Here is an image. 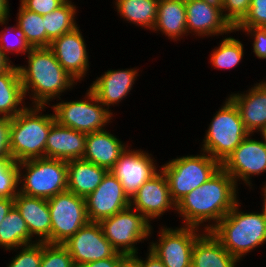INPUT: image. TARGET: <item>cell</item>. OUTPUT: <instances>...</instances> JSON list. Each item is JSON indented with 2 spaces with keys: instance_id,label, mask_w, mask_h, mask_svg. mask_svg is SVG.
Wrapping results in <instances>:
<instances>
[{
  "instance_id": "1",
  "label": "cell",
  "mask_w": 266,
  "mask_h": 267,
  "mask_svg": "<svg viewBox=\"0 0 266 267\" xmlns=\"http://www.w3.org/2000/svg\"><path fill=\"white\" fill-rule=\"evenodd\" d=\"M236 187L232 176L221 167L207 182L182 197L175 210L184 218V226L198 228L213 220L215 224L204 228L210 231L238 202Z\"/></svg>"
},
{
  "instance_id": "2",
  "label": "cell",
  "mask_w": 266,
  "mask_h": 267,
  "mask_svg": "<svg viewBox=\"0 0 266 267\" xmlns=\"http://www.w3.org/2000/svg\"><path fill=\"white\" fill-rule=\"evenodd\" d=\"M28 67L18 66L24 95L32 92L34 106H46L62 92L74 86L75 79L57 61L49 47L31 48ZM59 95V96H58Z\"/></svg>"
},
{
  "instance_id": "3",
  "label": "cell",
  "mask_w": 266,
  "mask_h": 267,
  "mask_svg": "<svg viewBox=\"0 0 266 267\" xmlns=\"http://www.w3.org/2000/svg\"><path fill=\"white\" fill-rule=\"evenodd\" d=\"M238 207L237 202L210 232L232 256L241 260L266 242V218L261 212L244 213Z\"/></svg>"
},
{
  "instance_id": "4",
  "label": "cell",
  "mask_w": 266,
  "mask_h": 267,
  "mask_svg": "<svg viewBox=\"0 0 266 267\" xmlns=\"http://www.w3.org/2000/svg\"><path fill=\"white\" fill-rule=\"evenodd\" d=\"M42 109L44 106L26 107L11 119L10 154L17 163L45 157L48 133L56 121L53 114H40Z\"/></svg>"
},
{
  "instance_id": "5",
  "label": "cell",
  "mask_w": 266,
  "mask_h": 267,
  "mask_svg": "<svg viewBox=\"0 0 266 267\" xmlns=\"http://www.w3.org/2000/svg\"><path fill=\"white\" fill-rule=\"evenodd\" d=\"M248 135L236 105L226 98L209 125L201 152L222 164Z\"/></svg>"
},
{
  "instance_id": "6",
  "label": "cell",
  "mask_w": 266,
  "mask_h": 267,
  "mask_svg": "<svg viewBox=\"0 0 266 267\" xmlns=\"http://www.w3.org/2000/svg\"><path fill=\"white\" fill-rule=\"evenodd\" d=\"M18 169V183H22L19 193L49 199L67 190L66 161L42 157L19 162ZM22 169H25V175H22Z\"/></svg>"
},
{
  "instance_id": "7",
  "label": "cell",
  "mask_w": 266,
  "mask_h": 267,
  "mask_svg": "<svg viewBox=\"0 0 266 267\" xmlns=\"http://www.w3.org/2000/svg\"><path fill=\"white\" fill-rule=\"evenodd\" d=\"M202 153L177 157L160 168L167 178L170 196L175 203L207 182L221 168L218 161L206 152Z\"/></svg>"
},
{
  "instance_id": "8",
  "label": "cell",
  "mask_w": 266,
  "mask_h": 267,
  "mask_svg": "<svg viewBox=\"0 0 266 267\" xmlns=\"http://www.w3.org/2000/svg\"><path fill=\"white\" fill-rule=\"evenodd\" d=\"M98 223L105 238L125 255L138 254L134 244L148 239L152 232L150 222L137 210H132L131 206Z\"/></svg>"
},
{
  "instance_id": "9",
  "label": "cell",
  "mask_w": 266,
  "mask_h": 267,
  "mask_svg": "<svg viewBox=\"0 0 266 267\" xmlns=\"http://www.w3.org/2000/svg\"><path fill=\"white\" fill-rule=\"evenodd\" d=\"M87 91L84 100L61 101L52 106L58 124L86 134L105 130L113 112L103 107L90 89Z\"/></svg>"
},
{
  "instance_id": "10",
  "label": "cell",
  "mask_w": 266,
  "mask_h": 267,
  "mask_svg": "<svg viewBox=\"0 0 266 267\" xmlns=\"http://www.w3.org/2000/svg\"><path fill=\"white\" fill-rule=\"evenodd\" d=\"M47 201L51 218V244H63L89 222L85 198L65 190Z\"/></svg>"
},
{
  "instance_id": "11",
  "label": "cell",
  "mask_w": 266,
  "mask_h": 267,
  "mask_svg": "<svg viewBox=\"0 0 266 267\" xmlns=\"http://www.w3.org/2000/svg\"><path fill=\"white\" fill-rule=\"evenodd\" d=\"M197 231L199 228L192 226L176 229L163 227L160 230L159 242H152L149 250L165 267H191L194 244L202 235Z\"/></svg>"
},
{
  "instance_id": "12",
  "label": "cell",
  "mask_w": 266,
  "mask_h": 267,
  "mask_svg": "<svg viewBox=\"0 0 266 267\" xmlns=\"http://www.w3.org/2000/svg\"><path fill=\"white\" fill-rule=\"evenodd\" d=\"M62 245L68 250L76 267L113 257L118 252L105 238L98 222H88Z\"/></svg>"
},
{
  "instance_id": "13",
  "label": "cell",
  "mask_w": 266,
  "mask_h": 267,
  "mask_svg": "<svg viewBox=\"0 0 266 267\" xmlns=\"http://www.w3.org/2000/svg\"><path fill=\"white\" fill-rule=\"evenodd\" d=\"M248 135L241 144L221 164V167L232 176L236 185L238 179L252 186V175L266 172V142L249 138Z\"/></svg>"
},
{
  "instance_id": "14",
  "label": "cell",
  "mask_w": 266,
  "mask_h": 267,
  "mask_svg": "<svg viewBox=\"0 0 266 267\" xmlns=\"http://www.w3.org/2000/svg\"><path fill=\"white\" fill-rule=\"evenodd\" d=\"M89 222H99L130 206L120 181L108 171L99 186L85 198Z\"/></svg>"
},
{
  "instance_id": "15",
  "label": "cell",
  "mask_w": 266,
  "mask_h": 267,
  "mask_svg": "<svg viewBox=\"0 0 266 267\" xmlns=\"http://www.w3.org/2000/svg\"><path fill=\"white\" fill-rule=\"evenodd\" d=\"M186 29L196 36L227 34L235 28L224 17L220 2L217 0H185Z\"/></svg>"
},
{
  "instance_id": "16",
  "label": "cell",
  "mask_w": 266,
  "mask_h": 267,
  "mask_svg": "<svg viewBox=\"0 0 266 267\" xmlns=\"http://www.w3.org/2000/svg\"><path fill=\"white\" fill-rule=\"evenodd\" d=\"M154 162L148 153L130 150L126 147L110 171L120 181L124 192L131 198L145 181L160 171H157Z\"/></svg>"
},
{
  "instance_id": "17",
  "label": "cell",
  "mask_w": 266,
  "mask_h": 267,
  "mask_svg": "<svg viewBox=\"0 0 266 267\" xmlns=\"http://www.w3.org/2000/svg\"><path fill=\"white\" fill-rule=\"evenodd\" d=\"M130 206L149 222L163 215L168 209H176V203L170 196L169 184L162 170L145 181L130 198Z\"/></svg>"
},
{
  "instance_id": "18",
  "label": "cell",
  "mask_w": 266,
  "mask_h": 267,
  "mask_svg": "<svg viewBox=\"0 0 266 267\" xmlns=\"http://www.w3.org/2000/svg\"><path fill=\"white\" fill-rule=\"evenodd\" d=\"M49 48L54 52L57 61L75 80L78 81L86 76L89 68L88 53L79 27L55 38Z\"/></svg>"
},
{
  "instance_id": "19",
  "label": "cell",
  "mask_w": 266,
  "mask_h": 267,
  "mask_svg": "<svg viewBox=\"0 0 266 267\" xmlns=\"http://www.w3.org/2000/svg\"><path fill=\"white\" fill-rule=\"evenodd\" d=\"M86 133L55 122L48 133L45 157L63 161L82 159L85 153Z\"/></svg>"
},
{
  "instance_id": "20",
  "label": "cell",
  "mask_w": 266,
  "mask_h": 267,
  "mask_svg": "<svg viewBox=\"0 0 266 267\" xmlns=\"http://www.w3.org/2000/svg\"><path fill=\"white\" fill-rule=\"evenodd\" d=\"M14 206L24 218L30 235H37L39 242L51 244V218L47 199L18 192Z\"/></svg>"
},
{
  "instance_id": "21",
  "label": "cell",
  "mask_w": 266,
  "mask_h": 267,
  "mask_svg": "<svg viewBox=\"0 0 266 267\" xmlns=\"http://www.w3.org/2000/svg\"><path fill=\"white\" fill-rule=\"evenodd\" d=\"M138 70H107L105 74L93 81L90 90L100 103L109 110V106L118 104L132 90Z\"/></svg>"
},
{
  "instance_id": "22",
  "label": "cell",
  "mask_w": 266,
  "mask_h": 267,
  "mask_svg": "<svg viewBox=\"0 0 266 267\" xmlns=\"http://www.w3.org/2000/svg\"><path fill=\"white\" fill-rule=\"evenodd\" d=\"M228 98L236 105L250 134L266 130V89L261 83L255 84L246 94L233 93Z\"/></svg>"
},
{
  "instance_id": "23",
  "label": "cell",
  "mask_w": 266,
  "mask_h": 267,
  "mask_svg": "<svg viewBox=\"0 0 266 267\" xmlns=\"http://www.w3.org/2000/svg\"><path fill=\"white\" fill-rule=\"evenodd\" d=\"M128 147L106 130L87 133L83 160L92 162L110 171L120 154Z\"/></svg>"
},
{
  "instance_id": "24",
  "label": "cell",
  "mask_w": 266,
  "mask_h": 267,
  "mask_svg": "<svg viewBox=\"0 0 266 267\" xmlns=\"http://www.w3.org/2000/svg\"><path fill=\"white\" fill-rule=\"evenodd\" d=\"M107 169L83 159L67 162V190L86 198L102 182Z\"/></svg>"
},
{
  "instance_id": "25",
  "label": "cell",
  "mask_w": 266,
  "mask_h": 267,
  "mask_svg": "<svg viewBox=\"0 0 266 267\" xmlns=\"http://www.w3.org/2000/svg\"><path fill=\"white\" fill-rule=\"evenodd\" d=\"M203 233L194 244L191 267H235L240 262L210 231Z\"/></svg>"
},
{
  "instance_id": "26",
  "label": "cell",
  "mask_w": 266,
  "mask_h": 267,
  "mask_svg": "<svg viewBox=\"0 0 266 267\" xmlns=\"http://www.w3.org/2000/svg\"><path fill=\"white\" fill-rule=\"evenodd\" d=\"M152 30L160 31L173 40L188 34L185 0H159L157 19Z\"/></svg>"
},
{
  "instance_id": "27",
  "label": "cell",
  "mask_w": 266,
  "mask_h": 267,
  "mask_svg": "<svg viewBox=\"0 0 266 267\" xmlns=\"http://www.w3.org/2000/svg\"><path fill=\"white\" fill-rule=\"evenodd\" d=\"M23 99L25 95L19 70L12 64L10 68L0 73V115L11 119L15 117L26 108Z\"/></svg>"
},
{
  "instance_id": "28",
  "label": "cell",
  "mask_w": 266,
  "mask_h": 267,
  "mask_svg": "<svg viewBox=\"0 0 266 267\" xmlns=\"http://www.w3.org/2000/svg\"><path fill=\"white\" fill-rule=\"evenodd\" d=\"M32 238L24 218L13 206L0 223V247L9 251L19 249L21 246L37 242V239L32 242Z\"/></svg>"
},
{
  "instance_id": "29",
  "label": "cell",
  "mask_w": 266,
  "mask_h": 267,
  "mask_svg": "<svg viewBox=\"0 0 266 267\" xmlns=\"http://www.w3.org/2000/svg\"><path fill=\"white\" fill-rule=\"evenodd\" d=\"M159 0H116L117 12L130 23L153 29Z\"/></svg>"
},
{
  "instance_id": "30",
  "label": "cell",
  "mask_w": 266,
  "mask_h": 267,
  "mask_svg": "<svg viewBox=\"0 0 266 267\" xmlns=\"http://www.w3.org/2000/svg\"><path fill=\"white\" fill-rule=\"evenodd\" d=\"M16 24L31 48L50 47L51 41L47 38L44 17L20 6Z\"/></svg>"
},
{
  "instance_id": "31",
  "label": "cell",
  "mask_w": 266,
  "mask_h": 267,
  "mask_svg": "<svg viewBox=\"0 0 266 267\" xmlns=\"http://www.w3.org/2000/svg\"><path fill=\"white\" fill-rule=\"evenodd\" d=\"M76 7L70 0H66L53 12L44 15V25L47 38L52 42L55 38L71 32L76 27Z\"/></svg>"
},
{
  "instance_id": "32",
  "label": "cell",
  "mask_w": 266,
  "mask_h": 267,
  "mask_svg": "<svg viewBox=\"0 0 266 267\" xmlns=\"http://www.w3.org/2000/svg\"><path fill=\"white\" fill-rule=\"evenodd\" d=\"M214 50L210 56V63L218 69H231L238 65L244 56L243 44L233 37L223 39Z\"/></svg>"
},
{
  "instance_id": "33",
  "label": "cell",
  "mask_w": 266,
  "mask_h": 267,
  "mask_svg": "<svg viewBox=\"0 0 266 267\" xmlns=\"http://www.w3.org/2000/svg\"><path fill=\"white\" fill-rule=\"evenodd\" d=\"M18 163L12 158H0V198L14 199L19 192Z\"/></svg>"
},
{
  "instance_id": "34",
  "label": "cell",
  "mask_w": 266,
  "mask_h": 267,
  "mask_svg": "<svg viewBox=\"0 0 266 267\" xmlns=\"http://www.w3.org/2000/svg\"><path fill=\"white\" fill-rule=\"evenodd\" d=\"M40 267H76L73 258L62 244L42 242Z\"/></svg>"
},
{
  "instance_id": "35",
  "label": "cell",
  "mask_w": 266,
  "mask_h": 267,
  "mask_svg": "<svg viewBox=\"0 0 266 267\" xmlns=\"http://www.w3.org/2000/svg\"><path fill=\"white\" fill-rule=\"evenodd\" d=\"M22 249L7 267H40L42 259V242L21 246Z\"/></svg>"
},
{
  "instance_id": "36",
  "label": "cell",
  "mask_w": 266,
  "mask_h": 267,
  "mask_svg": "<svg viewBox=\"0 0 266 267\" xmlns=\"http://www.w3.org/2000/svg\"><path fill=\"white\" fill-rule=\"evenodd\" d=\"M219 2L224 17L234 28L248 14L251 5V0H220Z\"/></svg>"
},
{
  "instance_id": "37",
  "label": "cell",
  "mask_w": 266,
  "mask_h": 267,
  "mask_svg": "<svg viewBox=\"0 0 266 267\" xmlns=\"http://www.w3.org/2000/svg\"><path fill=\"white\" fill-rule=\"evenodd\" d=\"M4 29L6 32L3 30H1V32H0V48L6 57L8 56L6 54V52L11 53L12 51H15L17 53L25 54V53H28L30 51L31 47L26 42V40H25L23 34L20 32L18 26L17 27H8L7 29L5 27ZM10 31H15L17 34V36H15L16 39L14 37V40L12 42L10 41L11 39L10 40L8 39V35L10 34L9 33Z\"/></svg>"
},
{
  "instance_id": "38",
  "label": "cell",
  "mask_w": 266,
  "mask_h": 267,
  "mask_svg": "<svg viewBox=\"0 0 266 267\" xmlns=\"http://www.w3.org/2000/svg\"><path fill=\"white\" fill-rule=\"evenodd\" d=\"M236 27L266 28V0H251L248 14Z\"/></svg>"
},
{
  "instance_id": "39",
  "label": "cell",
  "mask_w": 266,
  "mask_h": 267,
  "mask_svg": "<svg viewBox=\"0 0 266 267\" xmlns=\"http://www.w3.org/2000/svg\"><path fill=\"white\" fill-rule=\"evenodd\" d=\"M243 30L253 36V52L256 57L266 59V28L260 27H235V32Z\"/></svg>"
},
{
  "instance_id": "40",
  "label": "cell",
  "mask_w": 266,
  "mask_h": 267,
  "mask_svg": "<svg viewBox=\"0 0 266 267\" xmlns=\"http://www.w3.org/2000/svg\"><path fill=\"white\" fill-rule=\"evenodd\" d=\"M65 1L66 0H20V5H22L25 9L44 16L53 12Z\"/></svg>"
},
{
  "instance_id": "41",
  "label": "cell",
  "mask_w": 266,
  "mask_h": 267,
  "mask_svg": "<svg viewBox=\"0 0 266 267\" xmlns=\"http://www.w3.org/2000/svg\"><path fill=\"white\" fill-rule=\"evenodd\" d=\"M10 123L11 118L0 116V158H11Z\"/></svg>"
},
{
  "instance_id": "42",
  "label": "cell",
  "mask_w": 266,
  "mask_h": 267,
  "mask_svg": "<svg viewBox=\"0 0 266 267\" xmlns=\"http://www.w3.org/2000/svg\"><path fill=\"white\" fill-rule=\"evenodd\" d=\"M125 256V254L117 252L113 257L92 261L81 267H118V264Z\"/></svg>"
},
{
  "instance_id": "43",
  "label": "cell",
  "mask_w": 266,
  "mask_h": 267,
  "mask_svg": "<svg viewBox=\"0 0 266 267\" xmlns=\"http://www.w3.org/2000/svg\"><path fill=\"white\" fill-rule=\"evenodd\" d=\"M133 256L140 262V267H165L162 261L150 250L146 260H141V258H138L137 254Z\"/></svg>"
},
{
  "instance_id": "44",
  "label": "cell",
  "mask_w": 266,
  "mask_h": 267,
  "mask_svg": "<svg viewBox=\"0 0 266 267\" xmlns=\"http://www.w3.org/2000/svg\"><path fill=\"white\" fill-rule=\"evenodd\" d=\"M14 206V199L0 198V223L6 215L9 213L11 208Z\"/></svg>"
},
{
  "instance_id": "45",
  "label": "cell",
  "mask_w": 266,
  "mask_h": 267,
  "mask_svg": "<svg viewBox=\"0 0 266 267\" xmlns=\"http://www.w3.org/2000/svg\"><path fill=\"white\" fill-rule=\"evenodd\" d=\"M8 4V0H0V25H6V22L8 21V17L10 15Z\"/></svg>"
},
{
  "instance_id": "46",
  "label": "cell",
  "mask_w": 266,
  "mask_h": 267,
  "mask_svg": "<svg viewBox=\"0 0 266 267\" xmlns=\"http://www.w3.org/2000/svg\"><path fill=\"white\" fill-rule=\"evenodd\" d=\"M118 267H140V262L133 255H126L120 261Z\"/></svg>"
},
{
  "instance_id": "47",
  "label": "cell",
  "mask_w": 266,
  "mask_h": 267,
  "mask_svg": "<svg viewBox=\"0 0 266 267\" xmlns=\"http://www.w3.org/2000/svg\"><path fill=\"white\" fill-rule=\"evenodd\" d=\"M9 60V57H6L0 48V73L12 66L11 60Z\"/></svg>"
},
{
  "instance_id": "48",
  "label": "cell",
  "mask_w": 266,
  "mask_h": 267,
  "mask_svg": "<svg viewBox=\"0 0 266 267\" xmlns=\"http://www.w3.org/2000/svg\"><path fill=\"white\" fill-rule=\"evenodd\" d=\"M262 191H263V193H264V194L262 195V196H264V198H263V199H264V200H263V201H264V203H263L264 205H263V207H262L263 209H262V212H261V213H262L263 216L266 218V185L263 186Z\"/></svg>"
},
{
  "instance_id": "49",
  "label": "cell",
  "mask_w": 266,
  "mask_h": 267,
  "mask_svg": "<svg viewBox=\"0 0 266 267\" xmlns=\"http://www.w3.org/2000/svg\"><path fill=\"white\" fill-rule=\"evenodd\" d=\"M261 134H262L261 137H262L263 140H265V142H266V130H264Z\"/></svg>"
},
{
  "instance_id": "50",
  "label": "cell",
  "mask_w": 266,
  "mask_h": 267,
  "mask_svg": "<svg viewBox=\"0 0 266 267\" xmlns=\"http://www.w3.org/2000/svg\"><path fill=\"white\" fill-rule=\"evenodd\" d=\"M260 83H261V85L266 89V81H264V82L261 81Z\"/></svg>"
}]
</instances>
